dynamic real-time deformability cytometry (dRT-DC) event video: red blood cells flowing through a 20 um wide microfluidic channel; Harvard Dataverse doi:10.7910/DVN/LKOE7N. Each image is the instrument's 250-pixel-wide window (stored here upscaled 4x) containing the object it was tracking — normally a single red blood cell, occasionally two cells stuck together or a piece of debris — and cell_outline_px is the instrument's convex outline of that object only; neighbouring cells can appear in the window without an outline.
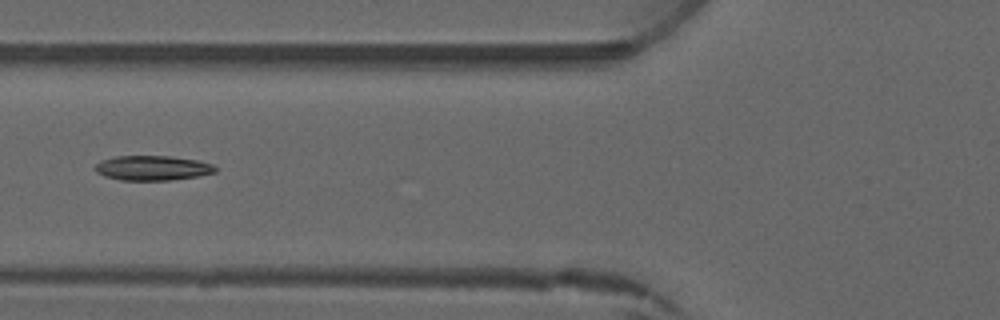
{"species": "common noctule bat (a hibernating species)", "species_latin": "Nyctalus noctula", "temperature_condition": "warm", "stored_images_in_passage": 5, "camera_frame_rate_fps": 3000, "um_per_image_px": 0.085, "animal": {"sex": "male", "forearm_length_mm": 52.5}, "frame": {"image": 1, "passage_image": 4, "time_ms": 3.333, "image_size_px": [1000, 320], "cell_outline_px": [[216, 172], [196, 176], [172, 180], [120, 180], [104, 176], [96, 172], [92, 168], [100, 160], [116, 156], [168, 156], [196, 160], [212, 164], [216, 168]], "centroid_in_image_um": [12.9, 14.28], "position_along_channel_um": 112.9, "area_um2": 17.34}}
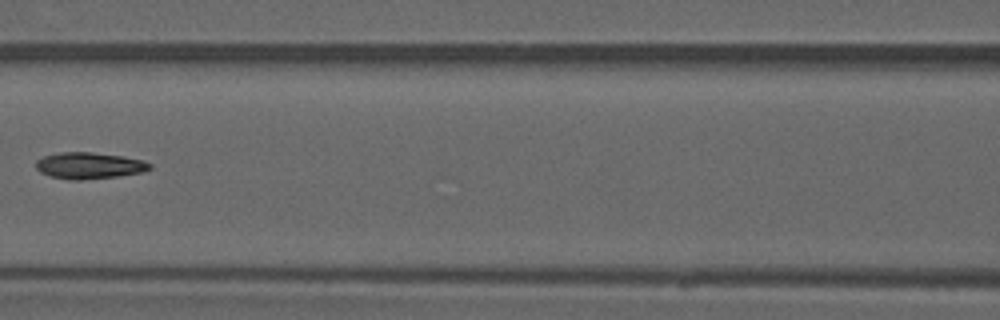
{"frame": {"image": 2, "passage_image": 5, "time_ms": 4.333, "image_size_px": [1000, 320], "cell_outline_px": [[152, 168], [140, 172], [116, 176], [80, 180], [72, 180], [52, 176], [40, 172], [36, 168], [36, 160], [44, 156], [60, 152], [92, 152], [124, 156], [144, 160], [152, 164]], "centroid_in_image_um": [7.59, 14.06], "position_along_channel_um": 159.0, "area_um2": 17.46}}